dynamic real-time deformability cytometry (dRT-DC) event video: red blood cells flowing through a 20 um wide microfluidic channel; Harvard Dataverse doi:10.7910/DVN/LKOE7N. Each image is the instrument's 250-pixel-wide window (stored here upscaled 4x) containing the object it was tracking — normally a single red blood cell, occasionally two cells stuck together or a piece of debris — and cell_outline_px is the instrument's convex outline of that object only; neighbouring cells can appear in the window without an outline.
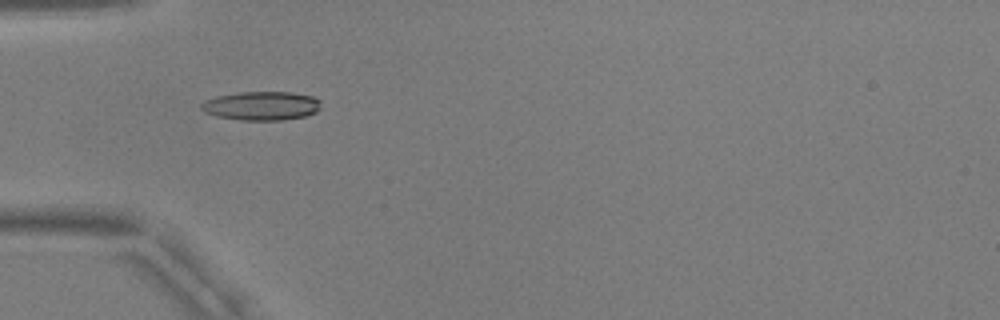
{"species": "common noctule bat (a hibernating species)", "species_latin": "Nyctalus noctula", "temperature_condition": "warm", "stored_images_in_passage": 54, "camera_frame_rate_fps": 3000, "um_per_image_px": 0.085, "animal": {"sex": "male", "body_mass_g": 17.9, "forearm_length_mm": 54.2}, "frame": {"image": 1, "passage_image": 18, "time_ms": 5.667, "image_size_px": [1000, 320], "cell_outline_px": [[320, 108], [316, 112], [304, 116], [280, 120], [240, 120], [216, 116], [204, 112], [200, 108], [200, 104], [204, 100], [216, 96], [240, 92], [292, 92], [312, 96], [320, 100]], "centroid_in_image_um": [22.2, 8.99], "position_along_channel_um": 62.8, "area_um2": 20.17}}
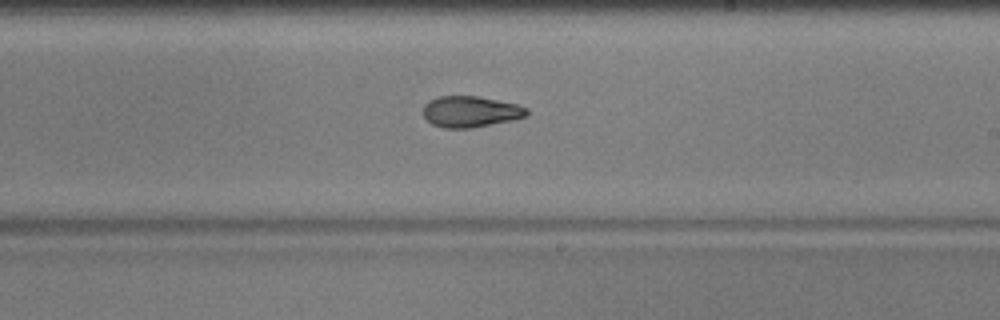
{"frame": {"image": 2, "passage_image": 33, "time_ms": 10.667, "image_size_px": [1000, 320], "cell_outline_px": [[528, 116], [512, 120], [472, 128], [444, 128], [432, 124], [424, 116], [424, 104], [428, 100], [440, 96], [476, 96], [516, 104], [528, 108]], "centroid_in_image_um": [39.99, 9.49], "position_along_channel_um": 249.0, "area_um2": 18.73}}
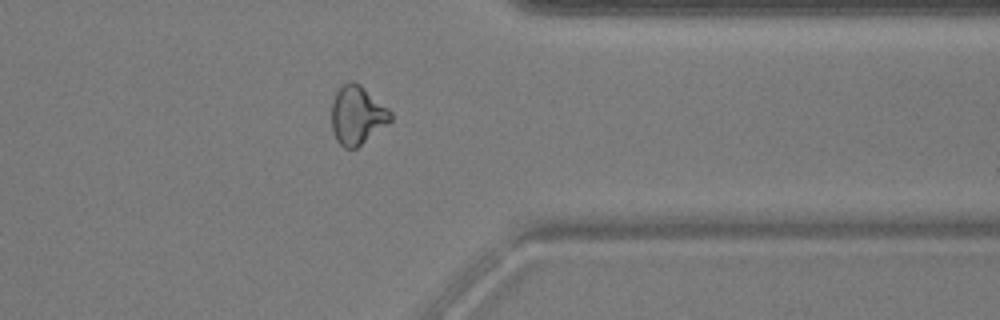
{"frame": {"image": 3, "passage_image": 44, "time_ms": 14.333, "image_size_px": [1000, 320], "cell_outline_px": [[392, 120], [388, 124], [356, 148], [344, 148], [336, 140], [332, 132], [332, 100], [336, 92], [344, 84], [352, 80], [360, 84], [388, 108], [392, 112]], "centroid_in_image_um": [30.36, 9.79], "position_along_channel_um": 381.0, "area_um2": 20.11}, "authors_computed_cell_mechanics": {"area_um2": 19.1318, "velocity_mm_per_s": 3.7705, "shape_relaxation_time_tau1_ms": 5.6233, "shape_relaxation_time_tau2_ms": 2.2394, "deformation_change_tau1": 0.1886, "deformation_change_tau2": 0.0908}}